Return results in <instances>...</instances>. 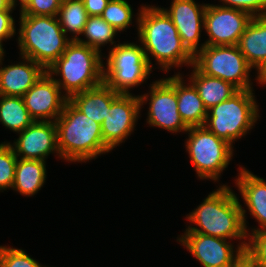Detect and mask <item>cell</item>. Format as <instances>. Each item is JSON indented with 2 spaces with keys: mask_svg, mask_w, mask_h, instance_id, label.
Here are the masks:
<instances>
[{
  "mask_svg": "<svg viewBox=\"0 0 266 267\" xmlns=\"http://www.w3.org/2000/svg\"><path fill=\"white\" fill-rule=\"evenodd\" d=\"M137 13L138 37L151 68V56L162 71L171 67L192 66L194 56L183 45L171 18L161 7L142 5Z\"/></svg>",
  "mask_w": 266,
  "mask_h": 267,
  "instance_id": "1",
  "label": "cell"
},
{
  "mask_svg": "<svg viewBox=\"0 0 266 267\" xmlns=\"http://www.w3.org/2000/svg\"><path fill=\"white\" fill-rule=\"evenodd\" d=\"M227 185L208 194L204 201L186 217L194 226L185 232L202 233L223 239L245 240L248 236L246 210ZM199 227V228H197Z\"/></svg>",
  "mask_w": 266,
  "mask_h": 267,
  "instance_id": "2",
  "label": "cell"
},
{
  "mask_svg": "<svg viewBox=\"0 0 266 267\" xmlns=\"http://www.w3.org/2000/svg\"><path fill=\"white\" fill-rule=\"evenodd\" d=\"M55 124L61 159L87 162L111 151L102 139L101 125L84 115L69 100Z\"/></svg>",
  "mask_w": 266,
  "mask_h": 267,
  "instance_id": "3",
  "label": "cell"
},
{
  "mask_svg": "<svg viewBox=\"0 0 266 267\" xmlns=\"http://www.w3.org/2000/svg\"><path fill=\"white\" fill-rule=\"evenodd\" d=\"M63 94H73L99 86L104 82V64L98 50L72 40L63 54L46 70Z\"/></svg>",
  "mask_w": 266,
  "mask_h": 267,
  "instance_id": "4",
  "label": "cell"
},
{
  "mask_svg": "<svg viewBox=\"0 0 266 267\" xmlns=\"http://www.w3.org/2000/svg\"><path fill=\"white\" fill-rule=\"evenodd\" d=\"M19 15L20 55L47 70L72 40L62 30L57 16L23 15L21 12Z\"/></svg>",
  "mask_w": 266,
  "mask_h": 267,
  "instance_id": "5",
  "label": "cell"
},
{
  "mask_svg": "<svg viewBox=\"0 0 266 267\" xmlns=\"http://www.w3.org/2000/svg\"><path fill=\"white\" fill-rule=\"evenodd\" d=\"M251 90H238L229 99L212 106L204 126L232 147L255 126L259 109Z\"/></svg>",
  "mask_w": 266,
  "mask_h": 267,
  "instance_id": "6",
  "label": "cell"
},
{
  "mask_svg": "<svg viewBox=\"0 0 266 267\" xmlns=\"http://www.w3.org/2000/svg\"><path fill=\"white\" fill-rule=\"evenodd\" d=\"M186 151L200 179L216 182L233 157V147L205 126L188 128Z\"/></svg>",
  "mask_w": 266,
  "mask_h": 267,
  "instance_id": "7",
  "label": "cell"
},
{
  "mask_svg": "<svg viewBox=\"0 0 266 267\" xmlns=\"http://www.w3.org/2000/svg\"><path fill=\"white\" fill-rule=\"evenodd\" d=\"M106 64L104 83L120 94H130L129 89L143 84L152 71L142 46L134 42L112 47Z\"/></svg>",
  "mask_w": 266,
  "mask_h": 267,
  "instance_id": "8",
  "label": "cell"
},
{
  "mask_svg": "<svg viewBox=\"0 0 266 267\" xmlns=\"http://www.w3.org/2000/svg\"><path fill=\"white\" fill-rule=\"evenodd\" d=\"M193 65L203 74L231 83L238 90L253 89V69L237 45L204 46L195 56Z\"/></svg>",
  "mask_w": 266,
  "mask_h": 267,
  "instance_id": "9",
  "label": "cell"
},
{
  "mask_svg": "<svg viewBox=\"0 0 266 267\" xmlns=\"http://www.w3.org/2000/svg\"><path fill=\"white\" fill-rule=\"evenodd\" d=\"M150 85V93L139 96L141 106L146 101H150L147 123L152 127L162 128L172 133L187 132L188 127L178 112L176 74L152 82Z\"/></svg>",
  "mask_w": 266,
  "mask_h": 267,
  "instance_id": "10",
  "label": "cell"
},
{
  "mask_svg": "<svg viewBox=\"0 0 266 267\" xmlns=\"http://www.w3.org/2000/svg\"><path fill=\"white\" fill-rule=\"evenodd\" d=\"M253 16L249 13L207 4L204 14V29L209 39L205 46L237 45Z\"/></svg>",
  "mask_w": 266,
  "mask_h": 267,
  "instance_id": "11",
  "label": "cell"
},
{
  "mask_svg": "<svg viewBox=\"0 0 266 267\" xmlns=\"http://www.w3.org/2000/svg\"><path fill=\"white\" fill-rule=\"evenodd\" d=\"M203 267H230L245 251L247 242L234 246L227 239L195 232H184L177 239Z\"/></svg>",
  "mask_w": 266,
  "mask_h": 267,
  "instance_id": "12",
  "label": "cell"
},
{
  "mask_svg": "<svg viewBox=\"0 0 266 267\" xmlns=\"http://www.w3.org/2000/svg\"><path fill=\"white\" fill-rule=\"evenodd\" d=\"M141 109L139 95L133 96L132 93L120 94L108 107L101 132L104 143L111 150L131 135Z\"/></svg>",
  "mask_w": 266,
  "mask_h": 267,
  "instance_id": "13",
  "label": "cell"
},
{
  "mask_svg": "<svg viewBox=\"0 0 266 267\" xmlns=\"http://www.w3.org/2000/svg\"><path fill=\"white\" fill-rule=\"evenodd\" d=\"M25 107L34 121H56L69 98L62 94L54 77L45 72L22 96Z\"/></svg>",
  "mask_w": 266,
  "mask_h": 267,
  "instance_id": "14",
  "label": "cell"
},
{
  "mask_svg": "<svg viewBox=\"0 0 266 267\" xmlns=\"http://www.w3.org/2000/svg\"><path fill=\"white\" fill-rule=\"evenodd\" d=\"M207 4L195 0H172L169 9L162 8L171 18L183 45L195 56L205 44L199 45L201 29H204V14Z\"/></svg>",
  "mask_w": 266,
  "mask_h": 267,
  "instance_id": "15",
  "label": "cell"
},
{
  "mask_svg": "<svg viewBox=\"0 0 266 267\" xmlns=\"http://www.w3.org/2000/svg\"><path fill=\"white\" fill-rule=\"evenodd\" d=\"M18 134L19 138L10 144L17 158L45 161L51 153L60 158L54 121H33Z\"/></svg>",
  "mask_w": 266,
  "mask_h": 267,
  "instance_id": "16",
  "label": "cell"
},
{
  "mask_svg": "<svg viewBox=\"0 0 266 267\" xmlns=\"http://www.w3.org/2000/svg\"><path fill=\"white\" fill-rule=\"evenodd\" d=\"M21 57L23 62L5 67L0 60V95L22 97L46 72L28 57Z\"/></svg>",
  "mask_w": 266,
  "mask_h": 267,
  "instance_id": "17",
  "label": "cell"
},
{
  "mask_svg": "<svg viewBox=\"0 0 266 267\" xmlns=\"http://www.w3.org/2000/svg\"><path fill=\"white\" fill-rule=\"evenodd\" d=\"M238 172V178L235 180L236 186L246 203L245 206L250 211V215L260 225L259 228H254L251 232L266 230V181L245 167L240 166Z\"/></svg>",
  "mask_w": 266,
  "mask_h": 267,
  "instance_id": "18",
  "label": "cell"
},
{
  "mask_svg": "<svg viewBox=\"0 0 266 267\" xmlns=\"http://www.w3.org/2000/svg\"><path fill=\"white\" fill-rule=\"evenodd\" d=\"M119 95L103 82L97 87L73 94L69 101L88 118L102 125L108 107Z\"/></svg>",
  "mask_w": 266,
  "mask_h": 267,
  "instance_id": "19",
  "label": "cell"
},
{
  "mask_svg": "<svg viewBox=\"0 0 266 267\" xmlns=\"http://www.w3.org/2000/svg\"><path fill=\"white\" fill-rule=\"evenodd\" d=\"M237 46L247 63L258 72L266 63V16L252 18Z\"/></svg>",
  "mask_w": 266,
  "mask_h": 267,
  "instance_id": "20",
  "label": "cell"
},
{
  "mask_svg": "<svg viewBox=\"0 0 266 267\" xmlns=\"http://www.w3.org/2000/svg\"><path fill=\"white\" fill-rule=\"evenodd\" d=\"M182 77L179 72L176 74V96L180 117L188 128L204 126L208 110L194 85L190 81L185 84Z\"/></svg>",
  "mask_w": 266,
  "mask_h": 267,
  "instance_id": "21",
  "label": "cell"
},
{
  "mask_svg": "<svg viewBox=\"0 0 266 267\" xmlns=\"http://www.w3.org/2000/svg\"><path fill=\"white\" fill-rule=\"evenodd\" d=\"M191 67H193V70L189 80L197 89L207 110L214 105L226 101L238 91L231 83L220 78L207 76L201 73L194 65Z\"/></svg>",
  "mask_w": 266,
  "mask_h": 267,
  "instance_id": "22",
  "label": "cell"
},
{
  "mask_svg": "<svg viewBox=\"0 0 266 267\" xmlns=\"http://www.w3.org/2000/svg\"><path fill=\"white\" fill-rule=\"evenodd\" d=\"M46 162L33 159H17L12 189L24 196H33L46 182Z\"/></svg>",
  "mask_w": 266,
  "mask_h": 267,
  "instance_id": "23",
  "label": "cell"
},
{
  "mask_svg": "<svg viewBox=\"0 0 266 267\" xmlns=\"http://www.w3.org/2000/svg\"><path fill=\"white\" fill-rule=\"evenodd\" d=\"M33 121L22 97L0 95V122L6 129L20 133Z\"/></svg>",
  "mask_w": 266,
  "mask_h": 267,
  "instance_id": "24",
  "label": "cell"
},
{
  "mask_svg": "<svg viewBox=\"0 0 266 267\" xmlns=\"http://www.w3.org/2000/svg\"><path fill=\"white\" fill-rule=\"evenodd\" d=\"M88 17L82 0H63L57 14L62 30L66 35L72 33L73 41L82 35Z\"/></svg>",
  "mask_w": 266,
  "mask_h": 267,
  "instance_id": "25",
  "label": "cell"
},
{
  "mask_svg": "<svg viewBox=\"0 0 266 267\" xmlns=\"http://www.w3.org/2000/svg\"><path fill=\"white\" fill-rule=\"evenodd\" d=\"M82 34L87 40L79 37L76 41L92 47L99 52H101L100 48L107 43L113 46L117 45L114 37L118 34V31L101 16H89Z\"/></svg>",
  "mask_w": 266,
  "mask_h": 267,
  "instance_id": "26",
  "label": "cell"
},
{
  "mask_svg": "<svg viewBox=\"0 0 266 267\" xmlns=\"http://www.w3.org/2000/svg\"><path fill=\"white\" fill-rule=\"evenodd\" d=\"M133 9L126 0H110L101 17L118 32L132 24Z\"/></svg>",
  "mask_w": 266,
  "mask_h": 267,
  "instance_id": "27",
  "label": "cell"
},
{
  "mask_svg": "<svg viewBox=\"0 0 266 267\" xmlns=\"http://www.w3.org/2000/svg\"><path fill=\"white\" fill-rule=\"evenodd\" d=\"M17 156L10 142L0 144V191L12 189Z\"/></svg>",
  "mask_w": 266,
  "mask_h": 267,
  "instance_id": "28",
  "label": "cell"
},
{
  "mask_svg": "<svg viewBox=\"0 0 266 267\" xmlns=\"http://www.w3.org/2000/svg\"><path fill=\"white\" fill-rule=\"evenodd\" d=\"M0 263L2 267H43L24 250L6 245L0 246Z\"/></svg>",
  "mask_w": 266,
  "mask_h": 267,
  "instance_id": "29",
  "label": "cell"
},
{
  "mask_svg": "<svg viewBox=\"0 0 266 267\" xmlns=\"http://www.w3.org/2000/svg\"><path fill=\"white\" fill-rule=\"evenodd\" d=\"M245 252L260 266L266 267V230L248 233Z\"/></svg>",
  "mask_w": 266,
  "mask_h": 267,
  "instance_id": "30",
  "label": "cell"
},
{
  "mask_svg": "<svg viewBox=\"0 0 266 267\" xmlns=\"http://www.w3.org/2000/svg\"><path fill=\"white\" fill-rule=\"evenodd\" d=\"M220 6L238 9L253 17L266 16V0H220Z\"/></svg>",
  "mask_w": 266,
  "mask_h": 267,
  "instance_id": "31",
  "label": "cell"
},
{
  "mask_svg": "<svg viewBox=\"0 0 266 267\" xmlns=\"http://www.w3.org/2000/svg\"><path fill=\"white\" fill-rule=\"evenodd\" d=\"M63 0H32L21 12L23 15L57 16Z\"/></svg>",
  "mask_w": 266,
  "mask_h": 267,
  "instance_id": "32",
  "label": "cell"
},
{
  "mask_svg": "<svg viewBox=\"0 0 266 267\" xmlns=\"http://www.w3.org/2000/svg\"><path fill=\"white\" fill-rule=\"evenodd\" d=\"M12 11L13 10L0 11V40L2 42L16 34L15 19L11 15Z\"/></svg>",
  "mask_w": 266,
  "mask_h": 267,
  "instance_id": "33",
  "label": "cell"
},
{
  "mask_svg": "<svg viewBox=\"0 0 266 267\" xmlns=\"http://www.w3.org/2000/svg\"><path fill=\"white\" fill-rule=\"evenodd\" d=\"M88 16H101L110 0H82Z\"/></svg>",
  "mask_w": 266,
  "mask_h": 267,
  "instance_id": "34",
  "label": "cell"
},
{
  "mask_svg": "<svg viewBox=\"0 0 266 267\" xmlns=\"http://www.w3.org/2000/svg\"><path fill=\"white\" fill-rule=\"evenodd\" d=\"M230 267H260L245 251Z\"/></svg>",
  "mask_w": 266,
  "mask_h": 267,
  "instance_id": "35",
  "label": "cell"
},
{
  "mask_svg": "<svg viewBox=\"0 0 266 267\" xmlns=\"http://www.w3.org/2000/svg\"><path fill=\"white\" fill-rule=\"evenodd\" d=\"M256 80L264 85L266 84V63L264 64V66L258 71L257 76H256Z\"/></svg>",
  "mask_w": 266,
  "mask_h": 267,
  "instance_id": "36",
  "label": "cell"
},
{
  "mask_svg": "<svg viewBox=\"0 0 266 267\" xmlns=\"http://www.w3.org/2000/svg\"><path fill=\"white\" fill-rule=\"evenodd\" d=\"M20 1V12H22L30 3L32 0H19ZM11 6L13 8H16L15 6L17 5V0H10Z\"/></svg>",
  "mask_w": 266,
  "mask_h": 267,
  "instance_id": "37",
  "label": "cell"
},
{
  "mask_svg": "<svg viewBox=\"0 0 266 267\" xmlns=\"http://www.w3.org/2000/svg\"><path fill=\"white\" fill-rule=\"evenodd\" d=\"M3 10H14L11 6L10 0H0V11Z\"/></svg>",
  "mask_w": 266,
  "mask_h": 267,
  "instance_id": "38",
  "label": "cell"
},
{
  "mask_svg": "<svg viewBox=\"0 0 266 267\" xmlns=\"http://www.w3.org/2000/svg\"><path fill=\"white\" fill-rule=\"evenodd\" d=\"M4 54H5V51L3 49V45H2V41L0 40V60L1 59H4Z\"/></svg>",
  "mask_w": 266,
  "mask_h": 267,
  "instance_id": "39",
  "label": "cell"
}]
</instances>
